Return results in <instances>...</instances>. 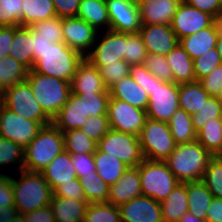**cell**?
Listing matches in <instances>:
<instances>
[{"label":"cell","mask_w":222,"mask_h":222,"mask_svg":"<svg viewBox=\"0 0 222 222\" xmlns=\"http://www.w3.org/2000/svg\"><path fill=\"white\" fill-rule=\"evenodd\" d=\"M43 126L41 122L26 119L6 108L0 119V136L25 149Z\"/></svg>","instance_id":"obj_12"},{"label":"cell","mask_w":222,"mask_h":222,"mask_svg":"<svg viewBox=\"0 0 222 222\" xmlns=\"http://www.w3.org/2000/svg\"><path fill=\"white\" fill-rule=\"evenodd\" d=\"M63 42L84 57L96 42L99 34L93 26L78 17L61 18Z\"/></svg>","instance_id":"obj_14"},{"label":"cell","mask_w":222,"mask_h":222,"mask_svg":"<svg viewBox=\"0 0 222 222\" xmlns=\"http://www.w3.org/2000/svg\"><path fill=\"white\" fill-rule=\"evenodd\" d=\"M3 94L7 109L26 119L41 122L44 126L51 124L52 119L36 100L27 80L5 89Z\"/></svg>","instance_id":"obj_8"},{"label":"cell","mask_w":222,"mask_h":222,"mask_svg":"<svg viewBox=\"0 0 222 222\" xmlns=\"http://www.w3.org/2000/svg\"><path fill=\"white\" fill-rule=\"evenodd\" d=\"M138 138L144 159L150 161H165L177 145L167 122L148 117Z\"/></svg>","instance_id":"obj_6"},{"label":"cell","mask_w":222,"mask_h":222,"mask_svg":"<svg viewBox=\"0 0 222 222\" xmlns=\"http://www.w3.org/2000/svg\"><path fill=\"white\" fill-rule=\"evenodd\" d=\"M41 173L53 192L63 183L77 178L72 156L66 150L55 157Z\"/></svg>","instance_id":"obj_24"},{"label":"cell","mask_w":222,"mask_h":222,"mask_svg":"<svg viewBox=\"0 0 222 222\" xmlns=\"http://www.w3.org/2000/svg\"><path fill=\"white\" fill-rule=\"evenodd\" d=\"M182 0H140L139 7L141 25H170Z\"/></svg>","instance_id":"obj_19"},{"label":"cell","mask_w":222,"mask_h":222,"mask_svg":"<svg viewBox=\"0 0 222 222\" xmlns=\"http://www.w3.org/2000/svg\"><path fill=\"white\" fill-rule=\"evenodd\" d=\"M213 156L197 141L177 144L164 161L181 183L202 180Z\"/></svg>","instance_id":"obj_1"},{"label":"cell","mask_w":222,"mask_h":222,"mask_svg":"<svg viewBox=\"0 0 222 222\" xmlns=\"http://www.w3.org/2000/svg\"><path fill=\"white\" fill-rule=\"evenodd\" d=\"M5 109H6V102L4 94L0 93V119L2 118V114L4 113Z\"/></svg>","instance_id":"obj_66"},{"label":"cell","mask_w":222,"mask_h":222,"mask_svg":"<svg viewBox=\"0 0 222 222\" xmlns=\"http://www.w3.org/2000/svg\"><path fill=\"white\" fill-rule=\"evenodd\" d=\"M220 33V26L216 20L211 26L204 28L197 33L179 39V44L194 60L209 49L216 47L217 39Z\"/></svg>","instance_id":"obj_23"},{"label":"cell","mask_w":222,"mask_h":222,"mask_svg":"<svg viewBox=\"0 0 222 222\" xmlns=\"http://www.w3.org/2000/svg\"><path fill=\"white\" fill-rule=\"evenodd\" d=\"M30 69L13 57L5 56L0 59V87L4 91L17 83L25 81Z\"/></svg>","instance_id":"obj_36"},{"label":"cell","mask_w":222,"mask_h":222,"mask_svg":"<svg viewBox=\"0 0 222 222\" xmlns=\"http://www.w3.org/2000/svg\"><path fill=\"white\" fill-rule=\"evenodd\" d=\"M139 34L143 39L147 53L166 56L179 44V39L170 25H141Z\"/></svg>","instance_id":"obj_18"},{"label":"cell","mask_w":222,"mask_h":222,"mask_svg":"<svg viewBox=\"0 0 222 222\" xmlns=\"http://www.w3.org/2000/svg\"><path fill=\"white\" fill-rule=\"evenodd\" d=\"M218 23H219L220 29L222 30V22H218Z\"/></svg>","instance_id":"obj_69"},{"label":"cell","mask_w":222,"mask_h":222,"mask_svg":"<svg viewBox=\"0 0 222 222\" xmlns=\"http://www.w3.org/2000/svg\"><path fill=\"white\" fill-rule=\"evenodd\" d=\"M129 75L148 95L155 87V76L143 64L131 65Z\"/></svg>","instance_id":"obj_52"},{"label":"cell","mask_w":222,"mask_h":222,"mask_svg":"<svg viewBox=\"0 0 222 222\" xmlns=\"http://www.w3.org/2000/svg\"><path fill=\"white\" fill-rule=\"evenodd\" d=\"M143 65L160 80L173 82V73L164 55L147 53Z\"/></svg>","instance_id":"obj_50"},{"label":"cell","mask_w":222,"mask_h":222,"mask_svg":"<svg viewBox=\"0 0 222 222\" xmlns=\"http://www.w3.org/2000/svg\"><path fill=\"white\" fill-rule=\"evenodd\" d=\"M14 206L12 177L0 174V207Z\"/></svg>","instance_id":"obj_59"},{"label":"cell","mask_w":222,"mask_h":222,"mask_svg":"<svg viewBox=\"0 0 222 222\" xmlns=\"http://www.w3.org/2000/svg\"><path fill=\"white\" fill-rule=\"evenodd\" d=\"M62 133L64 136L65 150L71 155L94 153L97 150V142L83 133L81 129H73Z\"/></svg>","instance_id":"obj_39"},{"label":"cell","mask_w":222,"mask_h":222,"mask_svg":"<svg viewBox=\"0 0 222 222\" xmlns=\"http://www.w3.org/2000/svg\"><path fill=\"white\" fill-rule=\"evenodd\" d=\"M53 43L50 38L40 37L32 30V45L34 54V63L40 58L43 53Z\"/></svg>","instance_id":"obj_61"},{"label":"cell","mask_w":222,"mask_h":222,"mask_svg":"<svg viewBox=\"0 0 222 222\" xmlns=\"http://www.w3.org/2000/svg\"><path fill=\"white\" fill-rule=\"evenodd\" d=\"M197 141L212 155L221 157L222 118L207 120L197 131Z\"/></svg>","instance_id":"obj_34"},{"label":"cell","mask_w":222,"mask_h":222,"mask_svg":"<svg viewBox=\"0 0 222 222\" xmlns=\"http://www.w3.org/2000/svg\"><path fill=\"white\" fill-rule=\"evenodd\" d=\"M9 56L23 63L30 70L33 68L34 54L30 27L14 26V38L9 46Z\"/></svg>","instance_id":"obj_28"},{"label":"cell","mask_w":222,"mask_h":222,"mask_svg":"<svg viewBox=\"0 0 222 222\" xmlns=\"http://www.w3.org/2000/svg\"><path fill=\"white\" fill-rule=\"evenodd\" d=\"M107 115L110 129L138 137L147 118L146 110L114 98L109 100Z\"/></svg>","instance_id":"obj_11"},{"label":"cell","mask_w":222,"mask_h":222,"mask_svg":"<svg viewBox=\"0 0 222 222\" xmlns=\"http://www.w3.org/2000/svg\"><path fill=\"white\" fill-rule=\"evenodd\" d=\"M59 18L77 17L81 0H52Z\"/></svg>","instance_id":"obj_57"},{"label":"cell","mask_w":222,"mask_h":222,"mask_svg":"<svg viewBox=\"0 0 222 222\" xmlns=\"http://www.w3.org/2000/svg\"><path fill=\"white\" fill-rule=\"evenodd\" d=\"M215 21L216 19L210 14L192 7L182 0L170 26L178 39H181L211 26Z\"/></svg>","instance_id":"obj_15"},{"label":"cell","mask_w":222,"mask_h":222,"mask_svg":"<svg viewBox=\"0 0 222 222\" xmlns=\"http://www.w3.org/2000/svg\"><path fill=\"white\" fill-rule=\"evenodd\" d=\"M64 150L63 133L52 123L43 126L24 149L23 170L41 173Z\"/></svg>","instance_id":"obj_2"},{"label":"cell","mask_w":222,"mask_h":222,"mask_svg":"<svg viewBox=\"0 0 222 222\" xmlns=\"http://www.w3.org/2000/svg\"><path fill=\"white\" fill-rule=\"evenodd\" d=\"M102 36V38L96 39L95 43L98 45L94 44L95 48H91L93 51L88 52L85 58L94 66H103L124 60L125 33L110 29L105 30V34Z\"/></svg>","instance_id":"obj_13"},{"label":"cell","mask_w":222,"mask_h":222,"mask_svg":"<svg viewBox=\"0 0 222 222\" xmlns=\"http://www.w3.org/2000/svg\"><path fill=\"white\" fill-rule=\"evenodd\" d=\"M22 26L56 17L52 0H23Z\"/></svg>","instance_id":"obj_35"},{"label":"cell","mask_w":222,"mask_h":222,"mask_svg":"<svg viewBox=\"0 0 222 222\" xmlns=\"http://www.w3.org/2000/svg\"><path fill=\"white\" fill-rule=\"evenodd\" d=\"M23 0H0V27L22 26Z\"/></svg>","instance_id":"obj_43"},{"label":"cell","mask_w":222,"mask_h":222,"mask_svg":"<svg viewBox=\"0 0 222 222\" xmlns=\"http://www.w3.org/2000/svg\"><path fill=\"white\" fill-rule=\"evenodd\" d=\"M97 149L129 167L138 166L144 160L138 136L113 129L97 143Z\"/></svg>","instance_id":"obj_9"},{"label":"cell","mask_w":222,"mask_h":222,"mask_svg":"<svg viewBox=\"0 0 222 222\" xmlns=\"http://www.w3.org/2000/svg\"><path fill=\"white\" fill-rule=\"evenodd\" d=\"M218 102L222 105V87L220 88L218 94L215 96Z\"/></svg>","instance_id":"obj_67"},{"label":"cell","mask_w":222,"mask_h":222,"mask_svg":"<svg viewBox=\"0 0 222 222\" xmlns=\"http://www.w3.org/2000/svg\"><path fill=\"white\" fill-rule=\"evenodd\" d=\"M19 180L12 177L14 206L20 216L51 202L53 191L42 173L21 170Z\"/></svg>","instance_id":"obj_3"},{"label":"cell","mask_w":222,"mask_h":222,"mask_svg":"<svg viewBox=\"0 0 222 222\" xmlns=\"http://www.w3.org/2000/svg\"><path fill=\"white\" fill-rule=\"evenodd\" d=\"M179 222H206V220L199 219L188 211L183 214Z\"/></svg>","instance_id":"obj_64"},{"label":"cell","mask_w":222,"mask_h":222,"mask_svg":"<svg viewBox=\"0 0 222 222\" xmlns=\"http://www.w3.org/2000/svg\"><path fill=\"white\" fill-rule=\"evenodd\" d=\"M220 64H222V61L216 47L195 58L193 60V68L196 80L199 81L209 75Z\"/></svg>","instance_id":"obj_45"},{"label":"cell","mask_w":222,"mask_h":222,"mask_svg":"<svg viewBox=\"0 0 222 222\" xmlns=\"http://www.w3.org/2000/svg\"><path fill=\"white\" fill-rule=\"evenodd\" d=\"M20 222H55L50 205L22 214Z\"/></svg>","instance_id":"obj_58"},{"label":"cell","mask_w":222,"mask_h":222,"mask_svg":"<svg viewBox=\"0 0 222 222\" xmlns=\"http://www.w3.org/2000/svg\"><path fill=\"white\" fill-rule=\"evenodd\" d=\"M143 196L162 202L179 183L164 161L144 159L139 165Z\"/></svg>","instance_id":"obj_7"},{"label":"cell","mask_w":222,"mask_h":222,"mask_svg":"<svg viewBox=\"0 0 222 222\" xmlns=\"http://www.w3.org/2000/svg\"><path fill=\"white\" fill-rule=\"evenodd\" d=\"M94 160L96 173L109 186L116 183L129 167L116 157L109 156L108 153L98 149L94 152Z\"/></svg>","instance_id":"obj_33"},{"label":"cell","mask_w":222,"mask_h":222,"mask_svg":"<svg viewBox=\"0 0 222 222\" xmlns=\"http://www.w3.org/2000/svg\"><path fill=\"white\" fill-rule=\"evenodd\" d=\"M209 97L199 81L179 84V109L190 115L197 113Z\"/></svg>","instance_id":"obj_31"},{"label":"cell","mask_w":222,"mask_h":222,"mask_svg":"<svg viewBox=\"0 0 222 222\" xmlns=\"http://www.w3.org/2000/svg\"><path fill=\"white\" fill-rule=\"evenodd\" d=\"M170 131L177 144L197 140V131L192 122V116L182 109L176 110L168 122Z\"/></svg>","instance_id":"obj_37"},{"label":"cell","mask_w":222,"mask_h":222,"mask_svg":"<svg viewBox=\"0 0 222 222\" xmlns=\"http://www.w3.org/2000/svg\"><path fill=\"white\" fill-rule=\"evenodd\" d=\"M217 21L218 22H222V11H221L220 17H219V19Z\"/></svg>","instance_id":"obj_68"},{"label":"cell","mask_w":222,"mask_h":222,"mask_svg":"<svg viewBox=\"0 0 222 222\" xmlns=\"http://www.w3.org/2000/svg\"><path fill=\"white\" fill-rule=\"evenodd\" d=\"M168 65L173 73V82L177 84L195 82L193 60L178 44L166 56Z\"/></svg>","instance_id":"obj_29"},{"label":"cell","mask_w":222,"mask_h":222,"mask_svg":"<svg viewBox=\"0 0 222 222\" xmlns=\"http://www.w3.org/2000/svg\"><path fill=\"white\" fill-rule=\"evenodd\" d=\"M71 156L78 179L96 172L94 153H78Z\"/></svg>","instance_id":"obj_53"},{"label":"cell","mask_w":222,"mask_h":222,"mask_svg":"<svg viewBox=\"0 0 222 222\" xmlns=\"http://www.w3.org/2000/svg\"><path fill=\"white\" fill-rule=\"evenodd\" d=\"M85 101L86 114L88 117L107 115L110 93H73Z\"/></svg>","instance_id":"obj_47"},{"label":"cell","mask_w":222,"mask_h":222,"mask_svg":"<svg viewBox=\"0 0 222 222\" xmlns=\"http://www.w3.org/2000/svg\"><path fill=\"white\" fill-rule=\"evenodd\" d=\"M77 17L86 21L97 31L104 29L110 30V19L105 0H81Z\"/></svg>","instance_id":"obj_30"},{"label":"cell","mask_w":222,"mask_h":222,"mask_svg":"<svg viewBox=\"0 0 222 222\" xmlns=\"http://www.w3.org/2000/svg\"><path fill=\"white\" fill-rule=\"evenodd\" d=\"M70 84L71 93H110L103 83L98 68L86 58L78 65Z\"/></svg>","instance_id":"obj_22"},{"label":"cell","mask_w":222,"mask_h":222,"mask_svg":"<svg viewBox=\"0 0 222 222\" xmlns=\"http://www.w3.org/2000/svg\"><path fill=\"white\" fill-rule=\"evenodd\" d=\"M141 195L138 166L128 167L118 181L109 186L108 203L119 206Z\"/></svg>","instance_id":"obj_20"},{"label":"cell","mask_w":222,"mask_h":222,"mask_svg":"<svg viewBox=\"0 0 222 222\" xmlns=\"http://www.w3.org/2000/svg\"><path fill=\"white\" fill-rule=\"evenodd\" d=\"M53 194L58 197L74 200H86L82 185L78 178H73L71 182L63 183L53 192Z\"/></svg>","instance_id":"obj_54"},{"label":"cell","mask_w":222,"mask_h":222,"mask_svg":"<svg viewBox=\"0 0 222 222\" xmlns=\"http://www.w3.org/2000/svg\"><path fill=\"white\" fill-rule=\"evenodd\" d=\"M203 89L212 97H215L222 87V64L218 65L209 75L200 79Z\"/></svg>","instance_id":"obj_55"},{"label":"cell","mask_w":222,"mask_h":222,"mask_svg":"<svg viewBox=\"0 0 222 222\" xmlns=\"http://www.w3.org/2000/svg\"><path fill=\"white\" fill-rule=\"evenodd\" d=\"M20 217L15 206L0 207V222H20Z\"/></svg>","instance_id":"obj_63"},{"label":"cell","mask_w":222,"mask_h":222,"mask_svg":"<svg viewBox=\"0 0 222 222\" xmlns=\"http://www.w3.org/2000/svg\"><path fill=\"white\" fill-rule=\"evenodd\" d=\"M130 64L125 60H118L115 63L103 66H95L98 68L99 74L103 79L105 87L109 90L116 82L129 75Z\"/></svg>","instance_id":"obj_44"},{"label":"cell","mask_w":222,"mask_h":222,"mask_svg":"<svg viewBox=\"0 0 222 222\" xmlns=\"http://www.w3.org/2000/svg\"><path fill=\"white\" fill-rule=\"evenodd\" d=\"M188 5L208 13L216 20L219 19L222 11V0H183Z\"/></svg>","instance_id":"obj_56"},{"label":"cell","mask_w":222,"mask_h":222,"mask_svg":"<svg viewBox=\"0 0 222 222\" xmlns=\"http://www.w3.org/2000/svg\"><path fill=\"white\" fill-rule=\"evenodd\" d=\"M188 211L199 219L206 220L207 210L213 195L202 180L187 182Z\"/></svg>","instance_id":"obj_32"},{"label":"cell","mask_w":222,"mask_h":222,"mask_svg":"<svg viewBox=\"0 0 222 222\" xmlns=\"http://www.w3.org/2000/svg\"><path fill=\"white\" fill-rule=\"evenodd\" d=\"M121 222H163L160 202L138 196L118 206Z\"/></svg>","instance_id":"obj_17"},{"label":"cell","mask_w":222,"mask_h":222,"mask_svg":"<svg viewBox=\"0 0 222 222\" xmlns=\"http://www.w3.org/2000/svg\"><path fill=\"white\" fill-rule=\"evenodd\" d=\"M14 26L0 27V59L9 56V46L13 42Z\"/></svg>","instance_id":"obj_60"},{"label":"cell","mask_w":222,"mask_h":222,"mask_svg":"<svg viewBox=\"0 0 222 222\" xmlns=\"http://www.w3.org/2000/svg\"><path fill=\"white\" fill-rule=\"evenodd\" d=\"M216 48L218 50V53L220 54V58L222 61V30L220 29V33L217 39Z\"/></svg>","instance_id":"obj_65"},{"label":"cell","mask_w":222,"mask_h":222,"mask_svg":"<svg viewBox=\"0 0 222 222\" xmlns=\"http://www.w3.org/2000/svg\"><path fill=\"white\" fill-rule=\"evenodd\" d=\"M147 51L139 33H125L124 60L130 65L144 64Z\"/></svg>","instance_id":"obj_42"},{"label":"cell","mask_w":222,"mask_h":222,"mask_svg":"<svg viewBox=\"0 0 222 222\" xmlns=\"http://www.w3.org/2000/svg\"><path fill=\"white\" fill-rule=\"evenodd\" d=\"M36 100L44 112L52 119L65 105L71 94L70 82L32 70L26 79Z\"/></svg>","instance_id":"obj_5"},{"label":"cell","mask_w":222,"mask_h":222,"mask_svg":"<svg viewBox=\"0 0 222 222\" xmlns=\"http://www.w3.org/2000/svg\"><path fill=\"white\" fill-rule=\"evenodd\" d=\"M88 204L86 200H74L53 194L49 205L55 222H83Z\"/></svg>","instance_id":"obj_26"},{"label":"cell","mask_w":222,"mask_h":222,"mask_svg":"<svg viewBox=\"0 0 222 222\" xmlns=\"http://www.w3.org/2000/svg\"><path fill=\"white\" fill-rule=\"evenodd\" d=\"M88 115L86 114L85 101L76 94L71 93L68 101L52 118V124L61 132L73 129H80L86 123Z\"/></svg>","instance_id":"obj_21"},{"label":"cell","mask_w":222,"mask_h":222,"mask_svg":"<svg viewBox=\"0 0 222 222\" xmlns=\"http://www.w3.org/2000/svg\"><path fill=\"white\" fill-rule=\"evenodd\" d=\"M83 222H121L119 208L109 203H90Z\"/></svg>","instance_id":"obj_40"},{"label":"cell","mask_w":222,"mask_h":222,"mask_svg":"<svg viewBox=\"0 0 222 222\" xmlns=\"http://www.w3.org/2000/svg\"><path fill=\"white\" fill-rule=\"evenodd\" d=\"M178 94L179 84L155 77V87L149 92L147 117L168 123L172 115L179 109Z\"/></svg>","instance_id":"obj_10"},{"label":"cell","mask_w":222,"mask_h":222,"mask_svg":"<svg viewBox=\"0 0 222 222\" xmlns=\"http://www.w3.org/2000/svg\"><path fill=\"white\" fill-rule=\"evenodd\" d=\"M208 208L206 222H222V199L213 197Z\"/></svg>","instance_id":"obj_62"},{"label":"cell","mask_w":222,"mask_h":222,"mask_svg":"<svg viewBox=\"0 0 222 222\" xmlns=\"http://www.w3.org/2000/svg\"><path fill=\"white\" fill-rule=\"evenodd\" d=\"M110 29L123 33H139L141 28L139 7L133 0H105Z\"/></svg>","instance_id":"obj_16"},{"label":"cell","mask_w":222,"mask_h":222,"mask_svg":"<svg viewBox=\"0 0 222 222\" xmlns=\"http://www.w3.org/2000/svg\"><path fill=\"white\" fill-rule=\"evenodd\" d=\"M17 163L18 168L23 170L24 165V148L0 136V166Z\"/></svg>","instance_id":"obj_46"},{"label":"cell","mask_w":222,"mask_h":222,"mask_svg":"<svg viewBox=\"0 0 222 222\" xmlns=\"http://www.w3.org/2000/svg\"><path fill=\"white\" fill-rule=\"evenodd\" d=\"M191 116L194 128L198 131L207 120L222 118V105L216 97L210 96L198 112Z\"/></svg>","instance_id":"obj_49"},{"label":"cell","mask_w":222,"mask_h":222,"mask_svg":"<svg viewBox=\"0 0 222 222\" xmlns=\"http://www.w3.org/2000/svg\"><path fill=\"white\" fill-rule=\"evenodd\" d=\"M29 27L38 36L50 38L52 43L63 42L61 18L57 16L51 19L35 22Z\"/></svg>","instance_id":"obj_48"},{"label":"cell","mask_w":222,"mask_h":222,"mask_svg":"<svg viewBox=\"0 0 222 222\" xmlns=\"http://www.w3.org/2000/svg\"><path fill=\"white\" fill-rule=\"evenodd\" d=\"M85 57L64 42L53 43L34 63L32 71L70 82Z\"/></svg>","instance_id":"obj_4"},{"label":"cell","mask_w":222,"mask_h":222,"mask_svg":"<svg viewBox=\"0 0 222 222\" xmlns=\"http://www.w3.org/2000/svg\"><path fill=\"white\" fill-rule=\"evenodd\" d=\"M110 98L146 110L149 103L148 93L130 76L120 79L110 89Z\"/></svg>","instance_id":"obj_25"},{"label":"cell","mask_w":222,"mask_h":222,"mask_svg":"<svg viewBox=\"0 0 222 222\" xmlns=\"http://www.w3.org/2000/svg\"><path fill=\"white\" fill-rule=\"evenodd\" d=\"M202 181L214 198L222 199V157L210 159Z\"/></svg>","instance_id":"obj_41"},{"label":"cell","mask_w":222,"mask_h":222,"mask_svg":"<svg viewBox=\"0 0 222 222\" xmlns=\"http://www.w3.org/2000/svg\"><path fill=\"white\" fill-rule=\"evenodd\" d=\"M160 206L163 222H179L188 212L187 182H179Z\"/></svg>","instance_id":"obj_27"},{"label":"cell","mask_w":222,"mask_h":222,"mask_svg":"<svg viewBox=\"0 0 222 222\" xmlns=\"http://www.w3.org/2000/svg\"><path fill=\"white\" fill-rule=\"evenodd\" d=\"M86 201L90 203H108L109 185L94 172L79 178Z\"/></svg>","instance_id":"obj_38"},{"label":"cell","mask_w":222,"mask_h":222,"mask_svg":"<svg viewBox=\"0 0 222 222\" xmlns=\"http://www.w3.org/2000/svg\"><path fill=\"white\" fill-rule=\"evenodd\" d=\"M80 129L98 143L110 131L108 115L88 117Z\"/></svg>","instance_id":"obj_51"}]
</instances>
